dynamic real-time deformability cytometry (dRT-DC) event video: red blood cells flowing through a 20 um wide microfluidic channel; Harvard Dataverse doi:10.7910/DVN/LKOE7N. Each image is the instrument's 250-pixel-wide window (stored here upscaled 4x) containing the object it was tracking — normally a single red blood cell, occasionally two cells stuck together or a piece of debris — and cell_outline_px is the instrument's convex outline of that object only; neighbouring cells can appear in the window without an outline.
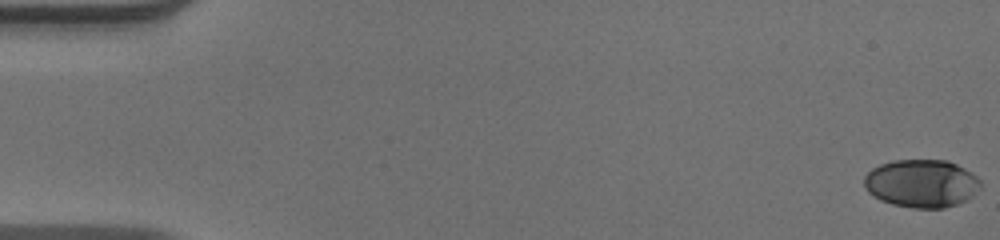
{"species": "human", "species_latin": "Homo sapiens", "temperature_condition": "warm", "stored_images_in_passage": 53, "camera_frame_rate_fps": 3000, "um_per_image_px": 0.085, "donor": {"sex": "male"}, "frame": {"image": 1, "passage_image": 1, "time_ms": 0.0, "image_size_px": [1000, 240], "cell_outline_px": [[980, 188], [968, 200], [944, 208], [912, 208], [892, 204], [880, 200], [868, 192], [864, 184], [864, 176], [872, 168], [880, 164], [892, 160], [948, 160], [964, 168], [976, 176], [980, 180]], "centroid_in_image_um": [78.32, 15.59], "position_along_channel_um": 6.7, "area_um2": 32.66}}
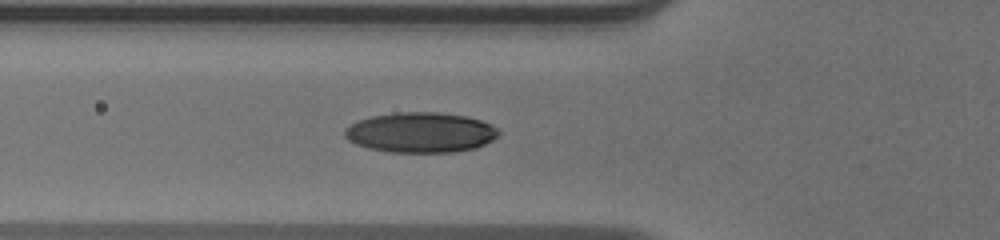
{"frame": {"image": 2, "passage_image": 20, "time_ms": 6.333, "image_size_px": [1000, 240], "cell_outline_px": [[500, 132], [492, 140], [476, 148], [456, 152], [388, 152], [368, 148], [356, 144], [348, 140], [344, 136], [344, 128], [356, 120], [372, 116], [396, 112], [436, 112], [468, 116], [480, 120], [496, 128]], "centroid_in_image_um": [35.71, 11.26], "position_along_channel_um": 90.1, "area_um2": 36.18}}
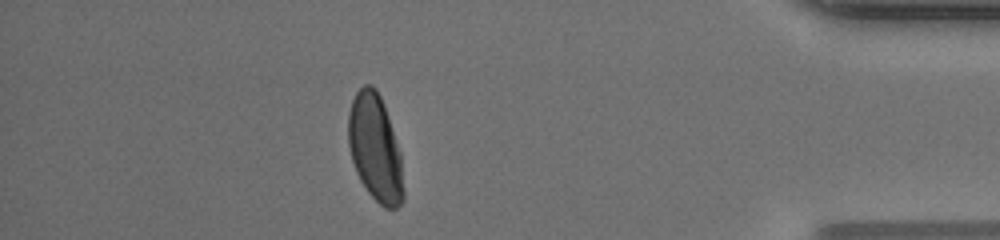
{"frame": {"image": 3, "passage_image": 47, "time_ms": 15.333, "image_size_px": [1000, 240], "cell_outline_px": [[404, 200], [396, 208], [384, 208], [368, 192], [360, 180], [356, 172], [352, 160], [348, 144], [348, 112], [352, 100], [356, 92], [364, 84], [372, 84], [376, 88], [384, 104], [400, 152], [404, 192]], "centroid_in_image_um": [31.88, 12.57], "position_along_channel_um": 403.3, "area_um2": 34.39}, "authors_computed_cell_mechanics": {"area_um2": 34.6222, "velocity_mm_per_s": 3.9408, "shape_relaxation_time_tau1_ms": 6.4291, "shape_relaxation_time_tau2_ms": null, "deformation_change_tau1": 0.2227, "deformation_change_tau2": null}}